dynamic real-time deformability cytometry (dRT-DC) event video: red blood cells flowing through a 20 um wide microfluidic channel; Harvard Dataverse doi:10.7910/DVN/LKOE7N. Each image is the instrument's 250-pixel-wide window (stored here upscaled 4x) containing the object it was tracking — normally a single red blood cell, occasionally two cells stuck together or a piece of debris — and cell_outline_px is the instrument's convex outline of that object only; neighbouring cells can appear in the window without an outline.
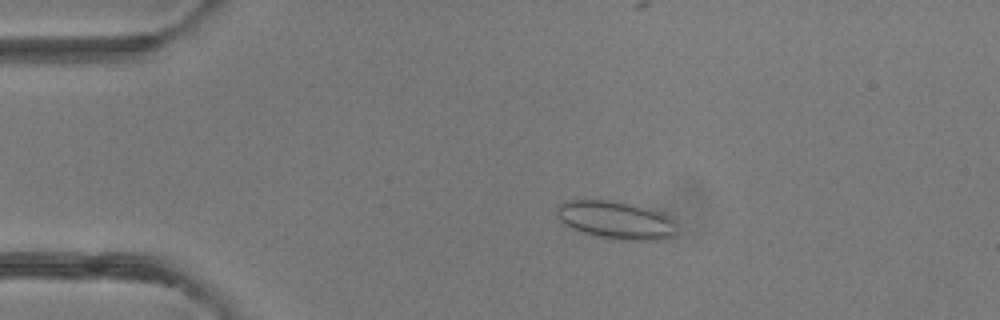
{"species": "common noctule bat (a hibernating species)", "species_latin": "Nyctalus noctula", "temperature_condition": "room temperature", "stored_images_in_passage": 5, "camera_frame_rate_fps": 3000, "um_per_image_px": 0.085, "animal": {"sex": "female"}, "frame": {"image": 1, "passage_image": 3, "time_ms": 2.333, "image_size_px": [1000, 320], "cell_outline_px": [[676, 232], [672, 236], [660, 240], [612, 240], [580, 232], [564, 224], [560, 220], [556, 212], [556, 208], [564, 200], [608, 200], [628, 204], [660, 212], [668, 216], [672, 220]], "centroid_in_image_um": [52.29, 18.72], "position_along_channel_um": 32.7, "area_um2": 26.36}}